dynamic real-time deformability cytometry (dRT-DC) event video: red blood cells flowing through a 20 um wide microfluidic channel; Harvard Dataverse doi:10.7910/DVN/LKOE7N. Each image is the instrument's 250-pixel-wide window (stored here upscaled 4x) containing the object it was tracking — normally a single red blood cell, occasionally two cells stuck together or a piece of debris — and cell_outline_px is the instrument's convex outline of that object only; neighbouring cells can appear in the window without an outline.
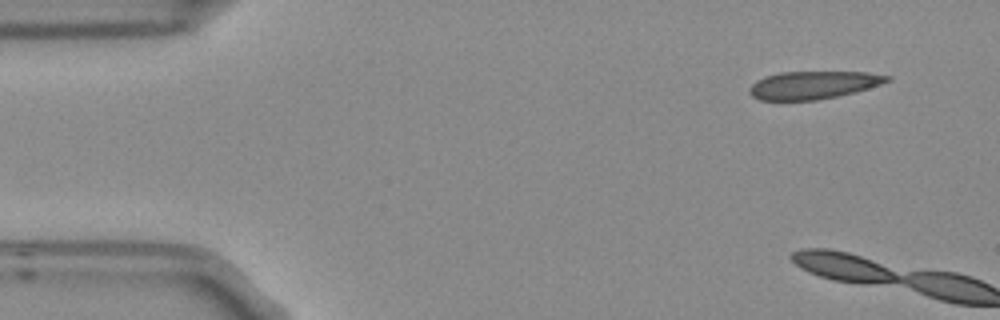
{"species": "Egyptian fruit bat (a non-hibernating species)", "species_latin": "Rousettus aegyptiacus", "temperature_condition": "room temperature", "stored_images_in_passage": 5, "camera_frame_rate_fps": 3000, "um_per_image_px": 0.085, "frame": {"image": 1, "passage_image": 1, "time_ms": 0.0, "image_size_px": [1000, 320], "cell_outline_px": [[892, 80], [856, 92], [816, 100], [760, 100], [752, 96], [748, 92], [748, 88], [756, 80], [780, 72], [868, 72], [892, 76]], "centroid_in_image_um": [69.13, 7.22], "position_along_channel_um": 15.9, "area_um2": 22.31}}
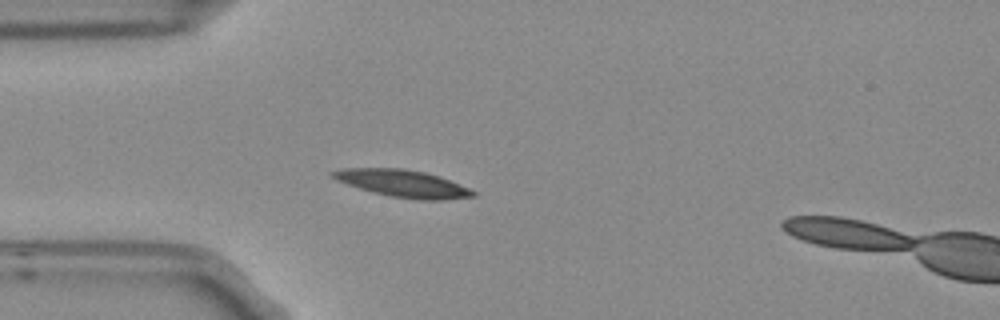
{"frame": {"image": 2, "passage_image": 5, "time_ms": 1.333, "image_size_px": [1000, 320], "cell_outline_px": [[476, 196], [444, 200], [420, 200], [388, 196], [372, 192], [336, 180], [328, 172], [344, 168], [404, 168], [424, 172], [440, 176], [468, 188], [476, 192]], "centroid_in_image_um": [34.24, 15.59], "position_along_channel_um": 50.8, "area_um2": 22.25}}